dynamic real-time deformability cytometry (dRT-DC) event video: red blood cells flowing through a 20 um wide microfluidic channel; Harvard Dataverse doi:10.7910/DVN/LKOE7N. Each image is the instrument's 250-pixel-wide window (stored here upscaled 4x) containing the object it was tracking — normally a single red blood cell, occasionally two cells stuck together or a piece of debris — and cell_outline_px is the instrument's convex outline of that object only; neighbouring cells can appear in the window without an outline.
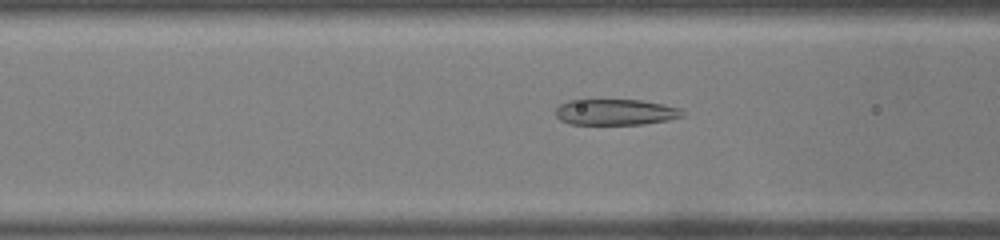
{"species": "common noctule bat (a hibernating species)", "species_latin": "Nyctalus noctula", "temperature_condition": "warm", "stored_images_in_passage": 41, "camera_frame_rate_fps": 3000, "um_per_image_px": 0.085, "animal": {"sex": "male", "body_mass_g": 19.0, "forearm_length_mm": 50.8}, "frame": {"image": 1, "passage_image": 17, "time_ms": 5.333, "image_size_px": [1000, 240], "cell_outline_px": [[684, 116], [668, 120], [644, 124], [572, 124], [560, 120], [556, 116], [556, 108], [560, 104], [568, 100], [640, 100], [664, 104], [680, 108], [684, 112]], "centroid_in_image_um": [52.33, 9.53], "position_along_channel_um": 114.3, "area_um2": 19.19}}
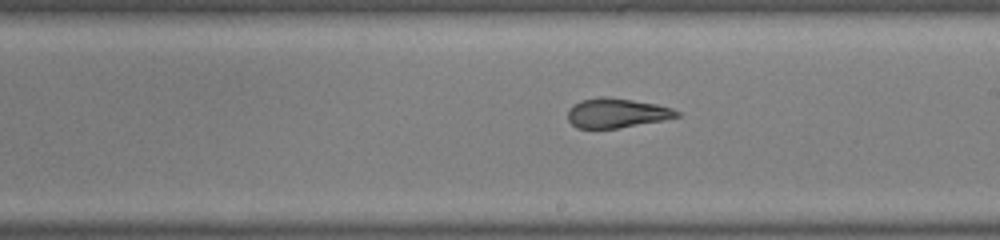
{"frame": {"image": 2, "passage_image": 26, "time_ms": 8.333, "image_size_px": [1000, 240], "cell_outline_px": [[680, 116], [664, 120], [616, 128], [576, 128], [568, 120], [568, 108], [572, 104], [580, 100], [600, 96], [604, 96], [632, 100], [656, 104], [672, 108], [680, 112]], "centroid_in_image_um": [52.39, 9.6], "position_along_channel_um": 236.6, "area_um2": 18.79}}
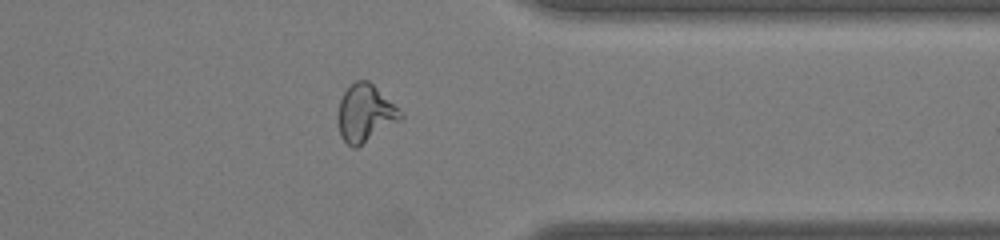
{"frame": {"image": 3, "passage_image": 37, "time_ms": 12.0, "image_size_px": [1000, 240], "cell_outline_px": [[404, 116], [400, 120], [356, 148], [352, 148], [340, 136], [336, 116], [340, 100], [348, 84], [356, 80], [368, 80], [404, 112]], "centroid_in_image_um": [31.02, 9.61], "position_along_channel_um": 380.4, "area_um2": 21.15}, "authors_computed_cell_mechanics": {"area_um2": 20.4612, "velocity_mm_per_s": 4.0867, "shape_relaxation_time_tau1_ms": null, "shape_relaxation_time_tau2_ms": 2.2722, "deformation_change_tau1": null, "deformation_change_tau2": 0.1005}}